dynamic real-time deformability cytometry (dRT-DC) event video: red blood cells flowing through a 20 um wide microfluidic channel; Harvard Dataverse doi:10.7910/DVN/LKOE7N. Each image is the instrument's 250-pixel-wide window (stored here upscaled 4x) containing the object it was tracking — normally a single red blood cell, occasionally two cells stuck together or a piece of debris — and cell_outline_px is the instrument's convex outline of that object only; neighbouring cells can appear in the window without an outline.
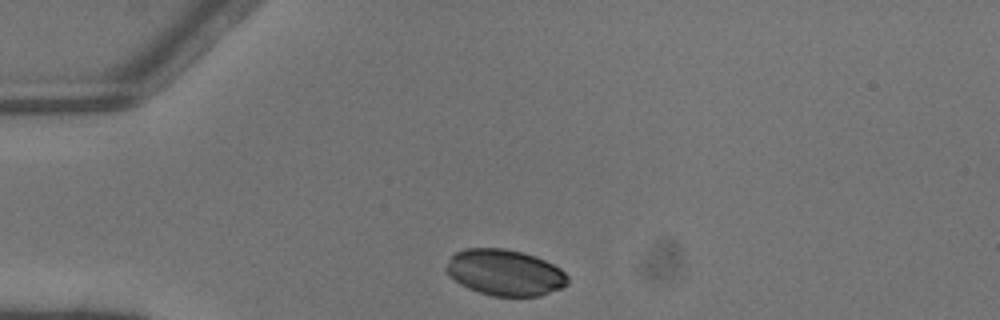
{"species": "common noctule bat (a hibernating species)", "species_latin": "Nyctalus noctula", "temperature_condition": "warm", "stored_images_in_passage": 2, "camera_frame_rate_fps": 3000, "um_per_image_px": 0.085, "animal": {"sex": "male", "body_mass_g": 13.3}, "frame": {"image": 1, "passage_image": 1, "time_ms": 0.0, "image_size_px": [1000, 320], "cell_outline_px": [[568, 284], [560, 288], [540, 296], [492, 296], [468, 288], [460, 284], [448, 276], [444, 268], [452, 256], [456, 252], [464, 248], [504, 248], [536, 256], [560, 268], [568, 276]], "centroid_in_image_um": [42.9, 23.16], "position_along_channel_um": 42.1, "area_um2": 32.66}}